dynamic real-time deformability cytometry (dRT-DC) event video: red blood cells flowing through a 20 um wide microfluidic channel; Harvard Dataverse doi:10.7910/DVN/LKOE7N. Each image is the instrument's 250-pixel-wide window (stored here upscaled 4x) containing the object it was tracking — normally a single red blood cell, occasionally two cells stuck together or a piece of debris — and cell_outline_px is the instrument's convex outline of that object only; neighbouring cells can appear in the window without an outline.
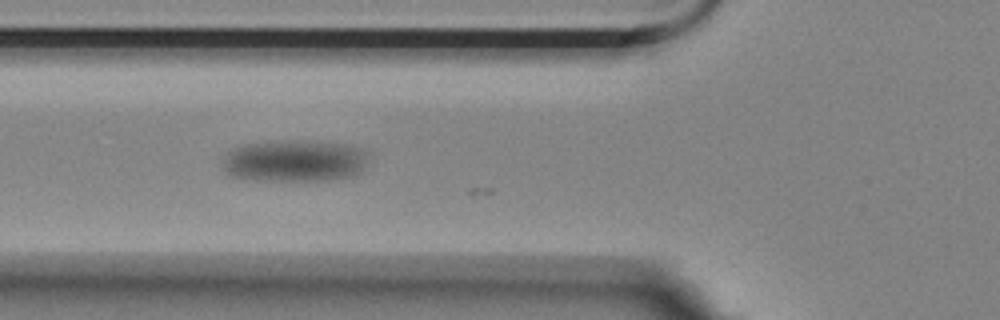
{"species": "Egyptian fruit bat (a non-hibernating species)", "species_latin": "Rousettus aegyptiacus", "temperature_condition": "room temperature", "stored_images_in_passage": 28, "camera_frame_rate_fps": 3000, "um_per_image_px": 0.085, "animal": {"sex": "female"}, "frame": {"image": 1, "passage_image": 9, "time_ms": 2.667, "image_size_px": [1000, 320], "cell_outline_px": [[372, 152], [368, 164], [364, 172], [356, 176], [332, 180], [256, 180], [232, 176], [224, 172], [224, 156], [232, 148], [244, 144], [276, 140], [300, 140], [348, 144]], "centroid_in_image_um": [25.15, 13.66], "position_along_channel_um": 100.6, "area_um2": 36.65}}
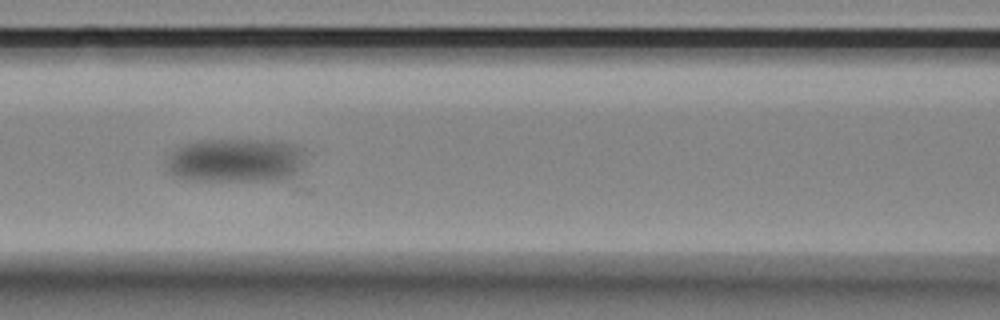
{"frame": {"image": 2, "passage_image": 14, "time_ms": 4.333, "image_size_px": [1000, 320], "cell_outline_px": [[304, 152], [300, 168], [292, 176], [272, 180], [180, 180], [164, 172], [164, 164], [168, 156], [176, 148], [184, 144], [196, 140], [284, 140], [296, 144], [304, 148]], "centroid_in_image_um": [19.94, 13.62], "position_along_channel_um": 146.7, "area_um2": 36.36}}
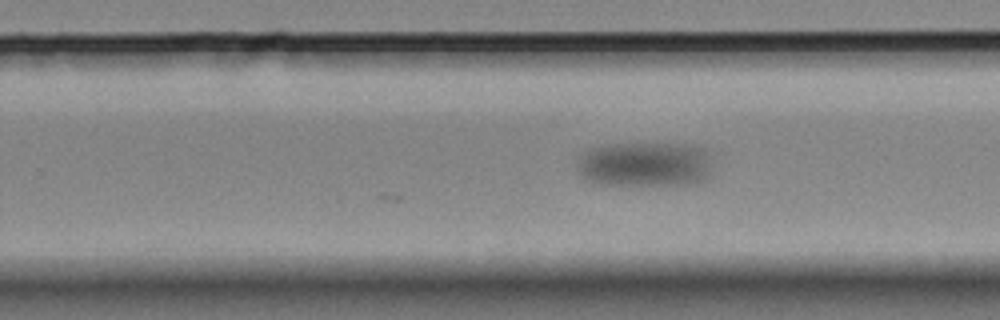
{"frame": {"image": 3, "passage_image": 28, "time_ms": 9.0, "image_size_px": [1000, 320], "cell_outline_px": [[708, 180], [704, 184], [600, 184], [588, 180], [580, 172], [580, 156], [592, 148], [616, 144], [696, 144], [704, 148], [708, 152]], "centroid_in_image_um": [54.92, 13.97], "position_along_channel_um": 274.9, "area_um2": 34.97}}